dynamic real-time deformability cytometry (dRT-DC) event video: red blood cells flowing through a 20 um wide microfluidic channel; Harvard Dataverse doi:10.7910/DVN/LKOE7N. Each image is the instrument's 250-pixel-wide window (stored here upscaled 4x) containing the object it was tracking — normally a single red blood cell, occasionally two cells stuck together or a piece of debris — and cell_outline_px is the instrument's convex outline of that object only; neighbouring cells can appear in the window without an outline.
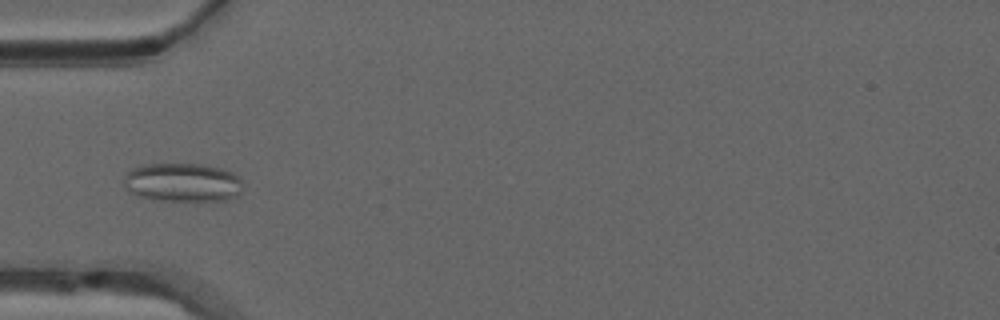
{"species": "common noctule bat (a hibernating species)", "species_latin": "Nyctalus noctula", "temperature_condition": "warm", "stored_images_in_passage": 50, "camera_frame_rate_fps": 3000, "um_per_image_px": 0.085, "animal": {"sex": "male", "forearm_length_mm": 52.5}, "frame": {"image": 1, "passage_image": 16, "time_ms": 5.0, "image_size_px": [1000, 320], "cell_outline_px": [[240, 192], [236, 196], [228, 200], [152, 200], [136, 196], [124, 188], [124, 172], [132, 168], [144, 164], [204, 164], [220, 168], [232, 172], [240, 180]], "centroid_in_image_um": [15.43, 15.5], "position_along_channel_um": 69.6, "area_um2": 26.99}}
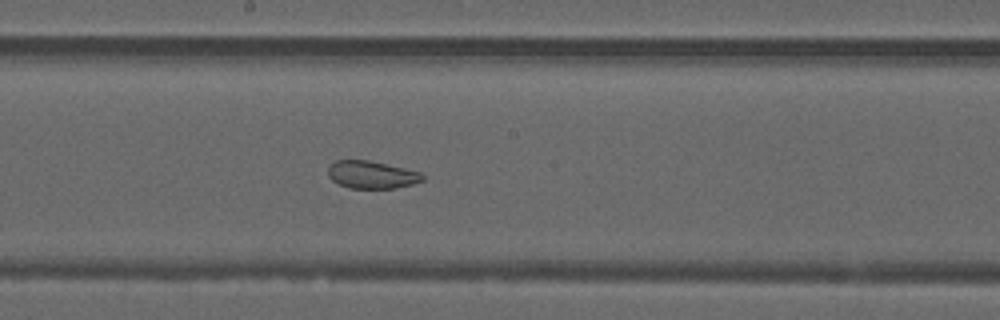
{"frame": {"image": 2, "passage_image": 27, "time_ms": 8.667, "image_size_px": [1000, 320], "cell_outline_px": [[424, 180], [412, 184], [396, 188], [348, 188], [332, 180], [328, 176], [328, 168], [336, 160], [368, 160], [404, 168], [420, 172], [424, 176]], "centroid_in_image_um": [31.59, 14.85], "position_along_channel_um": 216.6, "area_um2": 15.09}}
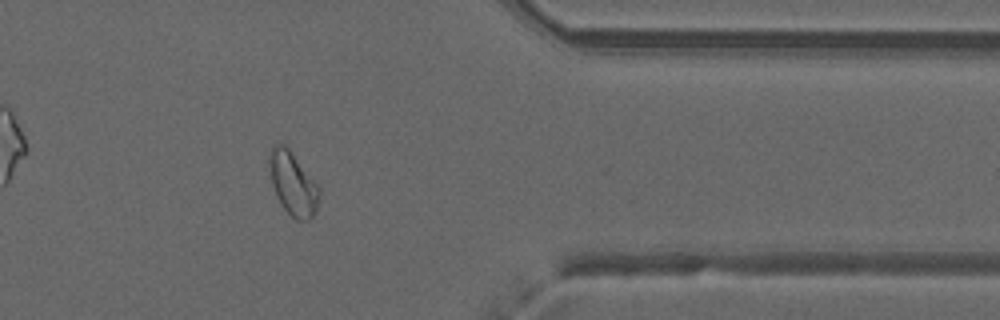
{"frame": {"image": 3, "passage_image": 41, "time_ms": 13.333, "image_size_px": [1000, 320], "cell_outline_px": [[320, 196], [316, 208], [312, 216], [308, 220], [296, 220], [284, 208], [276, 196], [272, 184], [268, 164], [268, 152], [280, 140], [288, 148], [320, 188]], "centroid_in_image_um": [24.87, 15.58], "position_along_channel_um": 386.5, "area_um2": 18.26}, "authors_computed_cell_mechanics": {"area_um2": 20.7213, "velocity_mm_per_s": 4.0123, "shape_relaxation_time_tau1_ms": null, "shape_relaxation_time_tau2_ms": 1.6812, "deformation_change_tau1": null, "deformation_change_tau2": 0.0752}}